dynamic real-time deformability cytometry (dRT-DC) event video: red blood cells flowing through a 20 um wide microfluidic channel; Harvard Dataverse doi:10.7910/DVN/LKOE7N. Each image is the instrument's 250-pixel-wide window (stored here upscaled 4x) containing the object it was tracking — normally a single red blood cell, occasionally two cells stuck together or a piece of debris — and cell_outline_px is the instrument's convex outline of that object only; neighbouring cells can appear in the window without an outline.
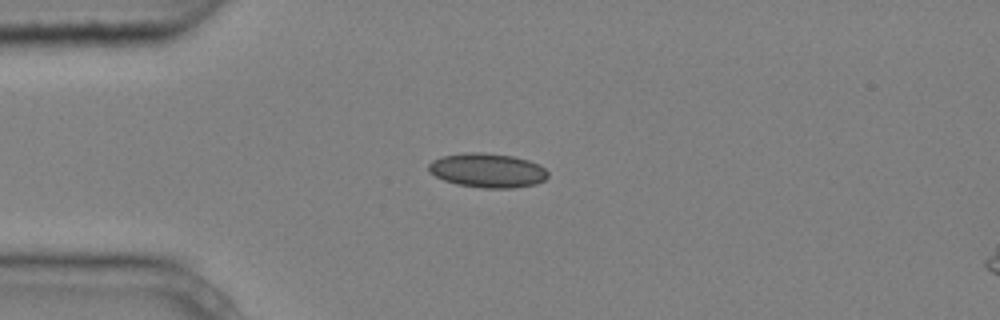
{"species": "common noctule bat (a hibernating species)", "species_latin": "Nyctalus noctula", "temperature_condition": "cold", "stored_images_in_passage": 6, "camera_frame_rate_fps": 3000, "um_per_image_px": 0.085, "animal": {"sex": "male", "body_mass_g": 20.4}, "frame": {"image": 1, "passage_image": 2, "time_ms": 0.333, "image_size_px": [1000, 320], "cell_outline_px": [[548, 176], [544, 180], [536, 184], [512, 188], [484, 188], [456, 184], [444, 180], [428, 172], [428, 164], [432, 160], [444, 156], [464, 152], [480, 152], [512, 156], [528, 160], [540, 164], [548, 172]], "centroid_in_image_um": [41.43, 14.48], "position_along_channel_um": 43.6, "area_um2": 23.87}}
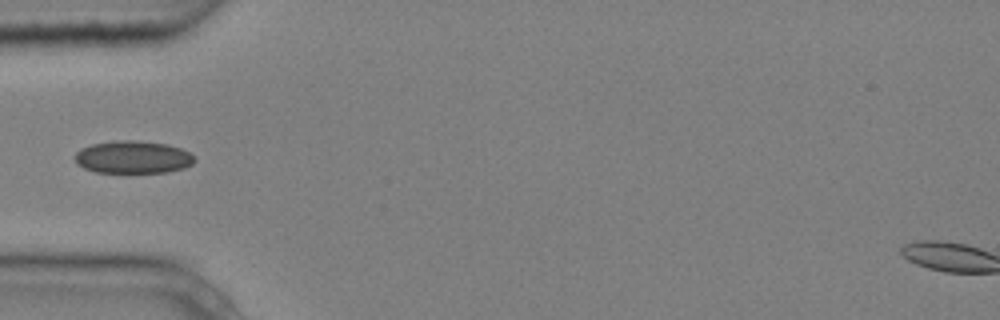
{"frame": {"image": 2, "passage_image": 3, "time_ms": 0.667, "image_size_px": [1000, 320], "cell_outline_px": [[196, 160], [192, 164], [184, 168], [168, 172], [96, 172], [84, 168], [76, 164], [76, 152], [80, 148], [92, 144], [120, 140], [136, 140], [164, 144], [180, 148], [188, 152]], "centroid_in_image_um": [11.29, 13.36], "position_along_channel_um": 73.7, "area_um2": 22.54}}
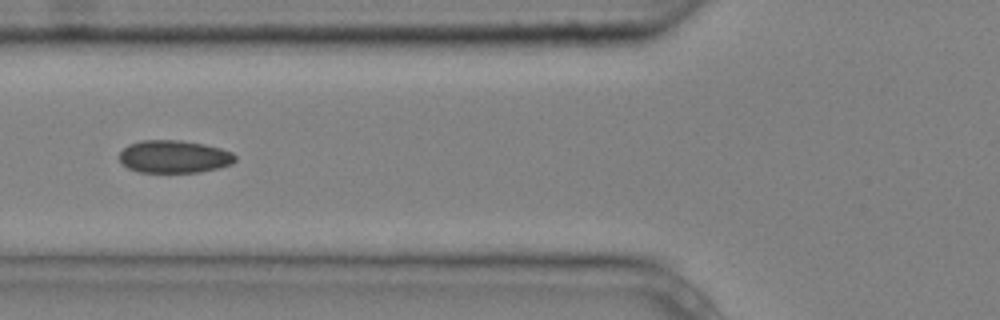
{"frame": {"image": 3, "passage_image": 4, "time_ms": 1.0, "image_size_px": [1000, 320], "cell_outline_px": [[236, 160], [232, 164], [220, 168], [200, 172], [140, 172], [128, 168], [120, 160], [120, 152], [128, 144], [140, 140], [180, 140], [204, 144], [220, 148], [232, 152], [236, 156]], "centroid_in_image_um": [14.82, 13.31], "position_along_channel_um": 111.0, "area_um2": 22.14}}